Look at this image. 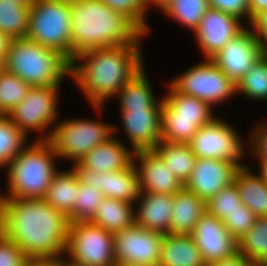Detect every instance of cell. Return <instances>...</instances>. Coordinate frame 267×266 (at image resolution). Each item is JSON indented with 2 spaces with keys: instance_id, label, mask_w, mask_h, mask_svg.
<instances>
[{
  "instance_id": "obj_1",
  "label": "cell",
  "mask_w": 267,
  "mask_h": 266,
  "mask_svg": "<svg viewBox=\"0 0 267 266\" xmlns=\"http://www.w3.org/2000/svg\"><path fill=\"white\" fill-rule=\"evenodd\" d=\"M70 224L67 215L43 198L5 199L1 233L15 242L27 259L62 258Z\"/></svg>"
},
{
  "instance_id": "obj_2",
  "label": "cell",
  "mask_w": 267,
  "mask_h": 266,
  "mask_svg": "<svg viewBox=\"0 0 267 266\" xmlns=\"http://www.w3.org/2000/svg\"><path fill=\"white\" fill-rule=\"evenodd\" d=\"M142 58L140 44L86 50L71 61L70 77L99 112L105 101L115 97L128 81L145 68ZM79 60L84 63L77 65Z\"/></svg>"
},
{
  "instance_id": "obj_3",
  "label": "cell",
  "mask_w": 267,
  "mask_h": 266,
  "mask_svg": "<svg viewBox=\"0 0 267 266\" xmlns=\"http://www.w3.org/2000/svg\"><path fill=\"white\" fill-rule=\"evenodd\" d=\"M72 60L94 48L140 44L145 35L125 16L100 0H71Z\"/></svg>"
},
{
  "instance_id": "obj_4",
  "label": "cell",
  "mask_w": 267,
  "mask_h": 266,
  "mask_svg": "<svg viewBox=\"0 0 267 266\" xmlns=\"http://www.w3.org/2000/svg\"><path fill=\"white\" fill-rule=\"evenodd\" d=\"M4 69L31 87L60 85L71 75V61L58 51L28 38L12 39Z\"/></svg>"
},
{
  "instance_id": "obj_5",
  "label": "cell",
  "mask_w": 267,
  "mask_h": 266,
  "mask_svg": "<svg viewBox=\"0 0 267 266\" xmlns=\"http://www.w3.org/2000/svg\"><path fill=\"white\" fill-rule=\"evenodd\" d=\"M55 152L49 140L36 139L7 165L6 199L44 198L52 178L58 173Z\"/></svg>"
},
{
  "instance_id": "obj_6",
  "label": "cell",
  "mask_w": 267,
  "mask_h": 266,
  "mask_svg": "<svg viewBox=\"0 0 267 266\" xmlns=\"http://www.w3.org/2000/svg\"><path fill=\"white\" fill-rule=\"evenodd\" d=\"M71 0H34L26 38L52 48L72 61Z\"/></svg>"
},
{
  "instance_id": "obj_7",
  "label": "cell",
  "mask_w": 267,
  "mask_h": 266,
  "mask_svg": "<svg viewBox=\"0 0 267 266\" xmlns=\"http://www.w3.org/2000/svg\"><path fill=\"white\" fill-rule=\"evenodd\" d=\"M53 128L38 140H49L59 158L71 159L73 163L108 141L117 130L114 125L88 119L60 120Z\"/></svg>"
},
{
  "instance_id": "obj_8",
  "label": "cell",
  "mask_w": 267,
  "mask_h": 266,
  "mask_svg": "<svg viewBox=\"0 0 267 266\" xmlns=\"http://www.w3.org/2000/svg\"><path fill=\"white\" fill-rule=\"evenodd\" d=\"M65 253L71 265L116 266L113 234L92 222L70 224Z\"/></svg>"
},
{
  "instance_id": "obj_9",
  "label": "cell",
  "mask_w": 267,
  "mask_h": 266,
  "mask_svg": "<svg viewBox=\"0 0 267 266\" xmlns=\"http://www.w3.org/2000/svg\"><path fill=\"white\" fill-rule=\"evenodd\" d=\"M199 62L172 79L170 85L178 92L206 102L211 108L234 96L236 84L214 63L212 59Z\"/></svg>"
},
{
  "instance_id": "obj_10",
  "label": "cell",
  "mask_w": 267,
  "mask_h": 266,
  "mask_svg": "<svg viewBox=\"0 0 267 266\" xmlns=\"http://www.w3.org/2000/svg\"><path fill=\"white\" fill-rule=\"evenodd\" d=\"M237 132L232 125L215 117L198 129L188 145L197 158L227 160L240 168L246 167L240 162L244 147Z\"/></svg>"
},
{
  "instance_id": "obj_11",
  "label": "cell",
  "mask_w": 267,
  "mask_h": 266,
  "mask_svg": "<svg viewBox=\"0 0 267 266\" xmlns=\"http://www.w3.org/2000/svg\"><path fill=\"white\" fill-rule=\"evenodd\" d=\"M60 85L30 87L26 98L7 116L28 135V131L45 133L48 127L55 125L58 118L57 101ZM58 97V98H57ZM55 122V123H54Z\"/></svg>"
},
{
  "instance_id": "obj_12",
  "label": "cell",
  "mask_w": 267,
  "mask_h": 266,
  "mask_svg": "<svg viewBox=\"0 0 267 266\" xmlns=\"http://www.w3.org/2000/svg\"><path fill=\"white\" fill-rule=\"evenodd\" d=\"M115 264L158 266L163 234L133 226L113 234Z\"/></svg>"
},
{
  "instance_id": "obj_13",
  "label": "cell",
  "mask_w": 267,
  "mask_h": 266,
  "mask_svg": "<svg viewBox=\"0 0 267 266\" xmlns=\"http://www.w3.org/2000/svg\"><path fill=\"white\" fill-rule=\"evenodd\" d=\"M191 236L206 266L238 253V241L219 218L207 211L199 218Z\"/></svg>"
},
{
  "instance_id": "obj_14",
  "label": "cell",
  "mask_w": 267,
  "mask_h": 266,
  "mask_svg": "<svg viewBox=\"0 0 267 266\" xmlns=\"http://www.w3.org/2000/svg\"><path fill=\"white\" fill-rule=\"evenodd\" d=\"M252 30L244 28L211 58L235 84L252 68L253 63L264 52Z\"/></svg>"
},
{
  "instance_id": "obj_15",
  "label": "cell",
  "mask_w": 267,
  "mask_h": 266,
  "mask_svg": "<svg viewBox=\"0 0 267 266\" xmlns=\"http://www.w3.org/2000/svg\"><path fill=\"white\" fill-rule=\"evenodd\" d=\"M72 167L80 181L100 189L104 197L135 204L140 196L139 179L135 164L128 168L108 173L86 169L78 162Z\"/></svg>"
},
{
  "instance_id": "obj_16",
  "label": "cell",
  "mask_w": 267,
  "mask_h": 266,
  "mask_svg": "<svg viewBox=\"0 0 267 266\" xmlns=\"http://www.w3.org/2000/svg\"><path fill=\"white\" fill-rule=\"evenodd\" d=\"M239 169L238 165L227 160L197 158L184 187L207 202L224 187L234 183Z\"/></svg>"
},
{
  "instance_id": "obj_17",
  "label": "cell",
  "mask_w": 267,
  "mask_h": 266,
  "mask_svg": "<svg viewBox=\"0 0 267 266\" xmlns=\"http://www.w3.org/2000/svg\"><path fill=\"white\" fill-rule=\"evenodd\" d=\"M244 28L237 17L209 8L194 35L205 57L211 59Z\"/></svg>"
},
{
  "instance_id": "obj_18",
  "label": "cell",
  "mask_w": 267,
  "mask_h": 266,
  "mask_svg": "<svg viewBox=\"0 0 267 266\" xmlns=\"http://www.w3.org/2000/svg\"><path fill=\"white\" fill-rule=\"evenodd\" d=\"M124 131L133 151L154 149L161 138L162 105L150 108H120Z\"/></svg>"
},
{
  "instance_id": "obj_19",
  "label": "cell",
  "mask_w": 267,
  "mask_h": 266,
  "mask_svg": "<svg viewBox=\"0 0 267 266\" xmlns=\"http://www.w3.org/2000/svg\"><path fill=\"white\" fill-rule=\"evenodd\" d=\"M133 163L137 169L141 193L174 195L184 187L154 149L135 151Z\"/></svg>"
},
{
  "instance_id": "obj_20",
  "label": "cell",
  "mask_w": 267,
  "mask_h": 266,
  "mask_svg": "<svg viewBox=\"0 0 267 266\" xmlns=\"http://www.w3.org/2000/svg\"><path fill=\"white\" fill-rule=\"evenodd\" d=\"M135 224L153 232L170 233L173 195L140 193Z\"/></svg>"
},
{
  "instance_id": "obj_21",
  "label": "cell",
  "mask_w": 267,
  "mask_h": 266,
  "mask_svg": "<svg viewBox=\"0 0 267 266\" xmlns=\"http://www.w3.org/2000/svg\"><path fill=\"white\" fill-rule=\"evenodd\" d=\"M169 93L162 99L161 119L195 120L199 127L209 124L214 118L213 108L193 96L176 91L169 84Z\"/></svg>"
},
{
  "instance_id": "obj_22",
  "label": "cell",
  "mask_w": 267,
  "mask_h": 266,
  "mask_svg": "<svg viewBox=\"0 0 267 266\" xmlns=\"http://www.w3.org/2000/svg\"><path fill=\"white\" fill-rule=\"evenodd\" d=\"M122 142L114 137L99 144L89 151L79 164L86 169L98 173H108L128 168L133 163L134 151L127 149Z\"/></svg>"
},
{
  "instance_id": "obj_23",
  "label": "cell",
  "mask_w": 267,
  "mask_h": 266,
  "mask_svg": "<svg viewBox=\"0 0 267 266\" xmlns=\"http://www.w3.org/2000/svg\"><path fill=\"white\" fill-rule=\"evenodd\" d=\"M206 211V201L183 187L173 195L170 233L191 235Z\"/></svg>"
},
{
  "instance_id": "obj_24",
  "label": "cell",
  "mask_w": 267,
  "mask_h": 266,
  "mask_svg": "<svg viewBox=\"0 0 267 266\" xmlns=\"http://www.w3.org/2000/svg\"><path fill=\"white\" fill-rule=\"evenodd\" d=\"M158 266H206L191 235L164 234Z\"/></svg>"
},
{
  "instance_id": "obj_25",
  "label": "cell",
  "mask_w": 267,
  "mask_h": 266,
  "mask_svg": "<svg viewBox=\"0 0 267 266\" xmlns=\"http://www.w3.org/2000/svg\"><path fill=\"white\" fill-rule=\"evenodd\" d=\"M241 202L257 217H267V186L249 166L238 170L234 178Z\"/></svg>"
},
{
  "instance_id": "obj_26",
  "label": "cell",
  "mask_w": 267,
  "mask_h": 266,
  "mask_svg": "<svg viewBox=\"0 0 267 266\" xmlns=\"http://www.w3.org/2000/svg\"><path fill=\"white\" fill-rule=\"evenodd\" d=\"M134 204L104 197L90 221L115 234L135 224Z\"/></svg>"
},
{
  "instance_id": "obj_27",
  "label": "cell",
  "mask_w": 267,
  "mask_h": 266,
  "mask_svg": "<svg viewBox=\"0 0 267 266\" xmlns=\"http://www.w3.org/2000/svg\"><path fill=\"white\" fill-rule=\"evenodd\" d=\"M79 181L80 179L73 168L71 171H60L52 178L43 199L56 211L69 216L74 209Z\"/></svg>"
},
{
  "instance_id": "obj_28",
  "label": "cell",
  "mask_w": 267,
  "mask_h": 266,
  "mask_svg": "<svg viewBox=\"0 0 267 266\" xmlns=\"http://www.w3.org/2000/svg\"><path fill=\"white\" fill-rule=\"evenodd\" d=\"M184 186L190 179L197 157L186 143L160 141L154 148Z\"/></svg>"
},
{
  "instance_id": "obj_29",
  "label": "cell",
  "mask_w": 267,
  "mask_h": 266,
  "mask_svg": "<svg viewBox=\"0 0 267 266\" xmlns=\"http://www.w3.org/2000/svg\"><path fill=\"white\" fill-rule=\"evenodd\" d=\"M31 3L0 0V32L12 39L26 38Z\"/></svg>"
},
{
  "instance_id": "obj_30",
  "label": "cell",
  "mask_w": 267,
  "mask_h": 266,
  "mask_svg": "<svg viewBox=\"0 0 267 266\" xmlns=\"http://www.w3.org/2000/svg\"><path fill=\"white\" fill-rule=\"evenodd\" d=\"M145 72L143 68L119 90L117 97L120 108H150L152 105H162V99L161 102L155 99Z\"/></svg>"
},
{
  "instance_id": "obj_31",
  "label": "cell",
  "mask_w": 267,
  "mask_h": 266,
  "mask_svg": "<svg viewBox=\"0 0 267 266\" xmlns=\"http://www.w3.org/2000/svg\"><path fill=\"white\" fill-rule=\"evenodd\" d=\"M238 253L255 266H267V217H257L253 226L238 240Z\"/></svg>"
},
{
  "instance_id": "obj_32",
  "label": "cell",
  "mask_w": 267,
  "mask_h": 266,
  "mask_svg": "<svg viewBox=\"0 0 267 266\" xmlns=\"http://www.w3.org/2000/svg\"><path fill=\"white\" fill-rule=\"evenodd\" d=\"M27 134L11 121L7 115H0V169L14 159L27 144Z\"/></svg>"
},
{
  "instance_id": "obj_33",
  "label": "cell",
  "mask_w": 267,
  "mask_h": 266,
  "mask_svg": "<svg viewBox=\"0 0 267 266\" xmlns=\"http://www.w3.org/2000/svg\"><path fill=\"white\" fill-rule=\"evenodd\" d=\"M209 8V0H172L162 11L194 32Z\"/></svg>"
},
{
  "instance_id": "obj_34",
  "label": "cell",
  "mask_w": 267,
  "mask_h": 266,
  "mask_svg": "<svg viewBox=\"0 0 267 266\" xmlns=\"http://www.w3.org/2000/svg\"><path fill=\"white\" fill-rule=\"evenodd\" d=\"M236 91L249 99H267V56L263 53L236 84Z\"/></svg>"
},
{
  "instance_id": "obj_35",
  "label": "cell",
  "mask_w": 267,
  "mask_h": 266,
  "mask_svg": "<svg viewBox=\"0 0 267 266\" xmlns=\"http://www.w3.org/2000/svg\"><path fill=\"white\" fill-rule=\"evenodd\" d=\"M30 85L6 71L0 73V115H8L27 95Z\"/></svg>"
},
{
  "instance_id": "obj_36",
  "label": "cell",
  "mask_w": 267,
  "mask_h": 266,
  "mask_svg": "<svg viewBox=\"0 0 267 266\" xmlns=\"http://www.w3.org/2000/svg\"><path fill=\"white\" fill-rule=\"evenodd\" d=\"M103 198L100 189L79 181L74 209L68 216L70 222H90Z\"/></svg>"
},
{
  "instance_id": "obj_37",
  "label": "cell",
  "mask_w": 267,
  "mask_h": 266,
  "mask_svg": "<svg viewBox=\"0 0 267 266\" xmlns=\"http://www.w3.org/2000/svg\"><path fill=\"white\" fill-rule=\"evenodd\" d=\"M107 7L121 13L129 19L144 35L149 34V26L146 23V0H100ZM145 17V18H144Z\"/></svg>"
},
{
  "instance_id": "obj_38",
  "label": "cell",
  "mask_w": 267,
  "mask_h": 266,
  "mask_svg": "<svg viewBox=\"0 0 267 266\" xmlns=\"http://www.w3.org/2000/svg\"><path fill=\"white\" fill-rule=\"evenodd\" d=\"M242 204L238 189L235 183H232L210 198L206 202V208L208 213L223 221L226 215L238 209V206Z\"/></svg>"
},
{
  "instance_id": "obj_39",
  "label": "cell",
  "mask_w": 267,
  "mask_h": 266,
  "mask_svg": "<svg viewBox=\"0 0 267 266\" xmlns=\"http://www.w3.org/2000/svg\"><path fill=\"white\" fill-rule=\"evenodd\" d=\"M200 127L195 120L161 119L162 141L188 144Z\"/></svg>"
},
{
  "instance_id": "obj_40",
  "label": "cell",
  "mask_w": 267,
  "mask_h": 266,
  "mask_svg": "<svg viewBox=\"0 0 267 266\" xmlns=\"http://www.w3.org/2000/svg\"><path fill=\"white\" fill-rule=\"evenodd\" d=\"M257 216L244 204L226 215L222 221L229 233L238 241L248 232L256 221Z\"/></svg>"
},
{
  "instance_id": "obj_41",
  "label": "cell",
  "mask_w": 267,
  "mask_h": 266,
  "mask_svg": "<svg viewBox=\"0 0 267 266\" xmlns=\"http://www.w3.org/2000/svg\"><path fill=\"white\" fill-rule=\"evenodd\" d=\"M26 261L20 247L0 232V266H24Z\"/></svg>"
},
{
  "instance_id": "obj_42",
  "label": "cell",
  "mask_w": 267,
  "mask_h": 266,
  "mask_svg": "<svg viewBox=\"0 0 267 266\" xmlns=\"http://www.w3.org/2000/svg\"><path fill=\"white\" fill-rule=\"evenodd\" d=\"M209 6L212 9L235 16L240 20L246 17L250 24L252 22L249 14V0H209Z\"/></svg>"
},
{
  "instance_id": "obj_43",
  "label": "cell",
  "mask_w": 267,
  "mask_h": 266,
  "mask_svg": "<svg viewBox=\"0 0 267 266\" xmlns=\"http://www.w3.org/2000/svg\"><path fill=\"white\" fill-rule=\"evenodd\" d=\"M252 134L251 140L249 139L251 146V153L260 158V162H267V123L260 124ZM254 149V150H253Z\"/></svg>"
},
{
  "instance_id": "obj_44",
  "label": "cell",
  "mask_w": 267,
  "mask_h": 266,
  "mask_svg": "<svg viewBox=\"0 0 267 266\" xmlns=\"http://www.w3.org/2000/svg\"><path fill=\"white\" fill-rule=\"evenodd\" d=\"M249 25L254 29L253 32L263 50L267 49V11L256 16Z\"/></svg>"
},
{
  "instance_id": "obj_45",
  "label": "cell",
  "mask_w": 267,
  "mask_h": 266,
  "mask_svg": "<svg viewBox=\"0 0 267 266\" xmlns=\"http://www.w3.org/2000/svg\"><path fill=\"white\" fill-rule=\"evenodd\" d=\"M209 266H255L240 253L231 258L210 264Z\"/></svg>"
},
{
  "instance_id": "obj_46",
  "label": "cell",
  "mask_w": 267,
  "mask_h": 266,
  "mask_svg": "<svg viewBox=\"0 0 267 266\" xmlns=\"http://www.w3.org/2000/svg\"><path fill=\"white\" fill-rule=\"evenodd\" d=\"M24 266H64V257L55 258H41V259H27Z\"/></svg>"
},
{
  "instance_id": "obj_47",
  "label": "cell",
  "mask_w": 267,
  "mask_h": 266,
  "mask_svg": "<svg viewBox=\"0 0 267 266\" xmlns=\"http://www.w3.org/2000/svg\"><path fill=\"white\" fill-rule=\"evenodd\" d=\"M265 11H267V0H249V14L251 21Z\"/></svg>"
},
{
  "instance_id": "obj_48",
  "label": "cell",
  "mask_w": 267,
  "mask_h": 266,
  "mask_svg": "<svg viewBox=\"0 0 267 266\" xmlns=\"http://www.w3.org/2000/svg\"><path fill=\"white\" fill-rule=\"evenodd\" d=\"M11 39L0 32V58L5 59Z\"/></svg>"
},
{
  "instance_id": "obj_49",
  "label": "cell",
  "mask_w": 267,
  "mask_h": 266,
  "mask_svg": "<svg viewBox=\"0 0 267 266\" xmlns=\"http://www.w3.org/2000/svg\"><path fill=\"white\" fill-rule=\"evenodd\" d=\"M5 199H6L5 194L2 195V193H1L0 194V232L2 231L3 225H4Z\"/></svg>"
},
{
  "instance_id": "obj_50",
  "label": "cell",
  "mask_w": 267,
  "mask_h": 266,
  "mask_svg": "<svg viewBox=\"0 0 267 266\" xmlns=\"http://www.w3.org/2000/svg\"><path fill=\"white\" fill-rule=\"evenodd\" d=\"M146 1H147L148 8H149V4L152 5L153 3L155 6L163 10L165 7H167L170 4L172 0H146Z\"/></svg>"
},
{
  "instance_id": "obj_51",
  "label": "cell",
  "mask_w": 267,
  "mask_h": 266,
  "mask_svg": "<svg viewBox=\"0 0 267 266\" xmlns=\"http://www.w3.org/2000/svg\"><path fill=\"white\" fill-rule=\"evenodd\" d=\"M260 173L259 175L262 177L264 183L266 184L267 186V162H260Z\"/></svg>"
},
{
  "instance_id": "obj_52",
  "label": "cell",
  "mask_w": 267,
  "mask_h": 266,
  "mask_svg": "<svg viewBox=\"0 0 267 266\" xmlns=\"http://www.w3.org/2000/svg\"><path fill=\"white\" fill-rule=\"evenodd\" d=\"M4 70V60L0 58V73Z\"/></svg>"
},
{
  "instance_id": "obj_53",
  "label": "cell",
  "mask_w": 267,
  "mask_h": 266,
  "mask_svg": "<svg viewBox=\"0 0 267 266\" xmlns=\"http://www.w3.org/2000/svg\"><path fill=\"white\" fill-rule=\"evenodd\" d=\"M116 266H145V265H137V264H128V263H124V264H119Z\"/></svg>"
},
{
  "instance_id": "obj_54",
  "label": "cell",
  "mask_w": 267,
  "mask_h": 266,
  "mask_svg": "<svg viewBox=\"0 0 267 266\" xmlns=\"http://www.w3.org/2000/svg\"><path fill=\"white\" fill-rule=\"evenodd\" d=\"M21 3H32L34 0H14Z\"/></svg>"
},
{
  "instance_id": "obj_55",
  "label": "cell",
  "mask_w": 267,
  "mask_h": 266,
  "mask_svg": "<svg viewBox=\"0 0 267 266\" xmlns=\"http://www.w3.org/2000/svg\"><path fill=\"white\" fill-rule=\"evenodd\" d=\"M64 266H75V265H71L70 263H64Z\"/></svg>"
},
{
  "instance_id": "obj_56",
  "label": "cell",
  "mask_w": 267,
  "mask_h": 266,
  "mask_svg": "<svg viewBox=\"0 0 267 266\" xmlns=\"http://www.w3.org/2000/svg\"><path fill=\"white\" fill-rule=\"evenodd\" d=\"M263 53L267 56V49H265Z\"/></svg>"
}]
</instances>
